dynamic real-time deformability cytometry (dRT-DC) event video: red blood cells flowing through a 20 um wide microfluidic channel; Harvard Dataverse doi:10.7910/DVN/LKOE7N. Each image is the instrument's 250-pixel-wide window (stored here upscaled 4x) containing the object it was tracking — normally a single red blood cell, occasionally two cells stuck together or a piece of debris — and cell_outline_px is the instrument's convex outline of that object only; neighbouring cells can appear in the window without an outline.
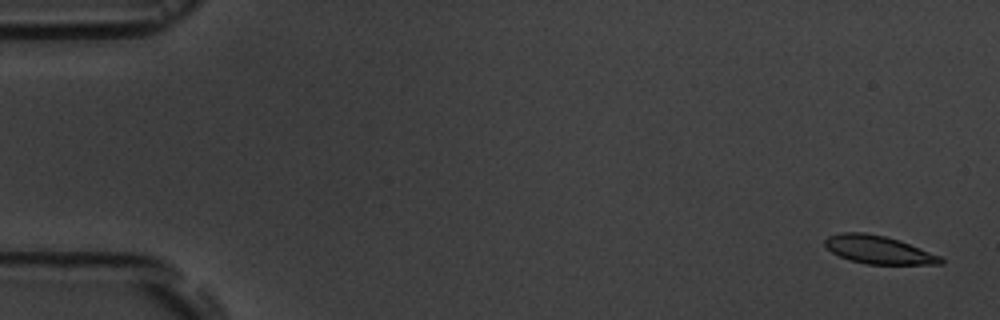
{"species": "common noctule bat (a hibernating species)", "species_latin": "Nyctalus noctula", "temperature_condition": "room temperature", "stored_images_in_passage": 6, "camera_frame_rate_fps": 3000, "um_per_image_px": 0.085, "animal": {"sex": "male", "body_mass_g": 19.5, "forearm_length_mm": 54.6}, "frame": {"image": 1, "passage_image": 1, "time_ms": 0.0, "image_size_px": [1000, 320], "cell_outline_px": [[944, 264], [868, 264], [852, 260], [840, 256], [832, 252], [824, 244], [824, 240], [828, 236], [840, 232], [864, 232], [884, 236], [900, 240], [940, 256], [944, 260]], "centroid_in_image_um": [74.67, 21.22], "position_along_channel_um": 10.3, "area_um2": 18.79}}
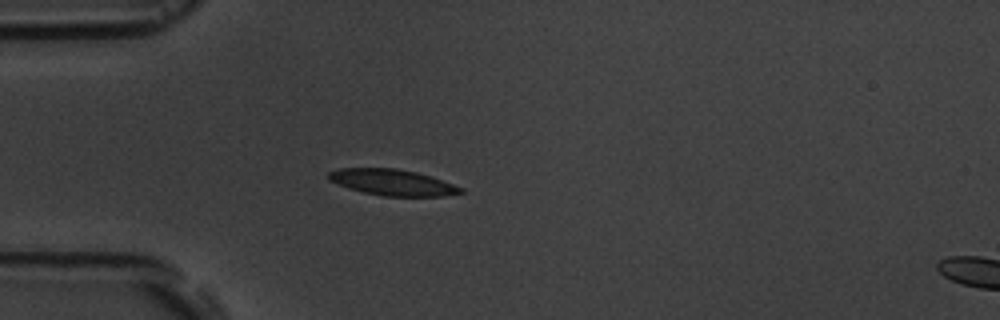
{"frame": {"image": 2, "passage_image": 5, "time_ms": 4.667, "image_size_px": [1000, 320], "cell_outline_px": [[464, 192], [444, 196], [384, 196], [364, 192], [348, 188], [328, 180], [328, 172], [340, 168], [396, 168], [416, 172], [432, 176], [464, 188]], "centroid_in_image_um": [33.37, 15.5], "position_along_channel_um": 51.6, "area_um2": 20.11}}